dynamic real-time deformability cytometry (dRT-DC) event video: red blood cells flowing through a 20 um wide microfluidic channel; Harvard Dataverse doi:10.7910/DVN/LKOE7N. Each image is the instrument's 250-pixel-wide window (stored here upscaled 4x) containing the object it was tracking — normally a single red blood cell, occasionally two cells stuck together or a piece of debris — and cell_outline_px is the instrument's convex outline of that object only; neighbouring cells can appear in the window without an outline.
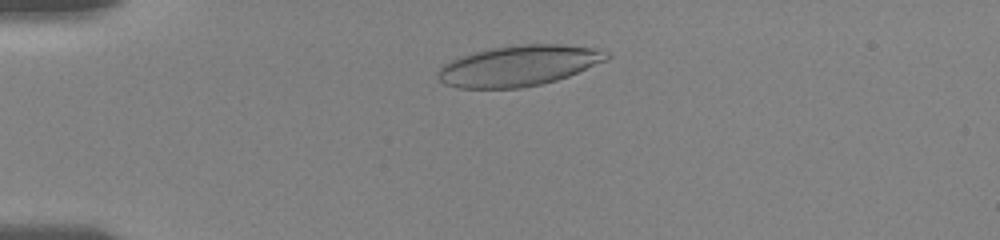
{"species": "human", "species_latin": "Homo sapiens", "temperature_condition": "room temperature", "stored_images_in_passage": 83, "camera_frame_rate_fps": 3000, "um_per_image_px": 0.085, "donor": {"sex": "female"}, "frame": {"image": 1, "passage_image": 1, "time_ms": 0.0, "image_size_px": [1000, 240], "cell_outline_px": [[612, 56], [604, 60], [568, 76], [556, 80], [540, 84], [520, 88], [460, 88], [444, 84], [436, 76], [436, 72], [444, 64], [460, 56], [492, 48], [528, 44], [556, 44], [600, 48], [612, 52]], "centroid_in_image_um": [44.1, 5.58], "position_along_channel_um": 40.9, "area_um2": 39.71}}
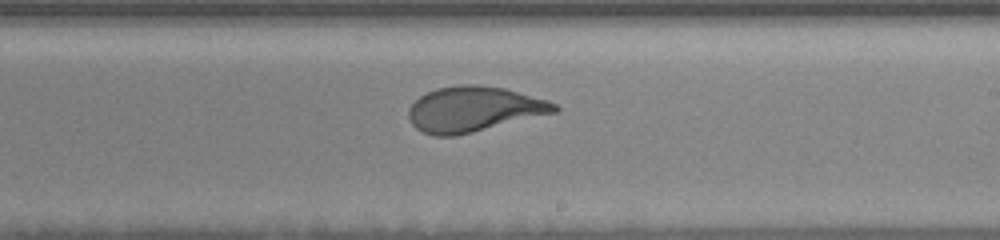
{"frame": {"image": 2, "passage_image": 48, "time_ms": 6.667, "image_size_px": [1000, 240], "cell_outline_px": [[560, 108], [556, 112], [456, 136], [432, 136], [416, 128], [412, 124], [408, 116], [408, 108], [420, 96], [436, 88], [460, 84], [476, 84], [504, 88], [548, 100], [556, 104]], "centroid_in_image_um": [40.25, 9.27], "position_along_channel_um": 248.7, "area_um2": 38.38}}
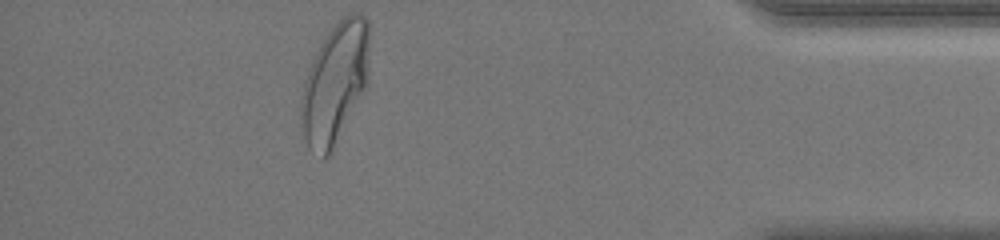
{"frame": {"image": 3, "passage_image": 82, "time_ms": 12.0, "image_size_px": [1000, 240], "cell_outline_px": [[368, 84], [328, 156], [324, 160], [320, 160], [308, 148], [304, 136], [300, 116], [300, 100], [304, 84], [312, 60], [324, 36], [344, 16], [356, 12], [360, 12], [368, 20]], "centroid_in_image_um": [28.46, 7.08], "position_along_channel_um": 406.7, "area_um2": 47.74}, "authors_computed_cell_mechanics": {"area_um2": 39.1306, "velocity_mm_per_s": 3.6748, "shape_relaxation_time_tau1_ms": 4.1397, "shape_relaxation_time_tau2_ms": null, "deformation_change_tau1": 0.1928, "deformation_change_tau2": null}}